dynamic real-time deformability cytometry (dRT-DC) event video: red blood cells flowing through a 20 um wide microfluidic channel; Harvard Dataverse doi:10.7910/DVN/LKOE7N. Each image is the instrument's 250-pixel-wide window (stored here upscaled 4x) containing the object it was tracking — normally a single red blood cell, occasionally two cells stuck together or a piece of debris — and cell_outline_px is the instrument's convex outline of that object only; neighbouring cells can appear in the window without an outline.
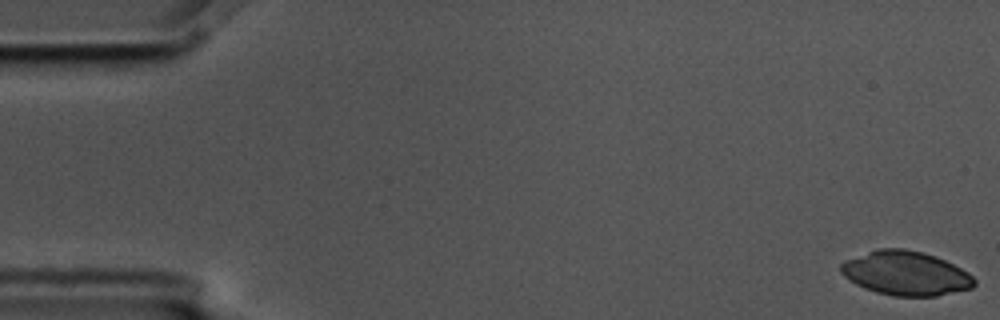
{"species": "common noctule bat (a hibernating species)", "species_latin": "Nyctalus noctula", "temperature_condition": "cold", "stored_images_in_passage": 4, "camera_frame_rate_fps": 3000, "um_per_image_px": 0.085, "animal": {"sex": "male", "body_mass_g": 17.5, "forearm_length_mm": 52.3}, "frame": {"image": 1, "passage_image": 1, "time_ms": 0.0, "image_size_px": [1000, 320], "cell_outline_px": [[976, 284], [972, 288], [936, 296], [892, 296], [876, 292], [864, 288], [856, 284], [844, 276], [840, 272], [840, 264], [844, 260], [876, 248], [904, 248], [924, 252], [936, 256], [968, 272], [976, 280]], "centroid_in_image_um": [76.97, 23.22], "position_along_channel_um": 8.0, "area_um2": 34.56}}